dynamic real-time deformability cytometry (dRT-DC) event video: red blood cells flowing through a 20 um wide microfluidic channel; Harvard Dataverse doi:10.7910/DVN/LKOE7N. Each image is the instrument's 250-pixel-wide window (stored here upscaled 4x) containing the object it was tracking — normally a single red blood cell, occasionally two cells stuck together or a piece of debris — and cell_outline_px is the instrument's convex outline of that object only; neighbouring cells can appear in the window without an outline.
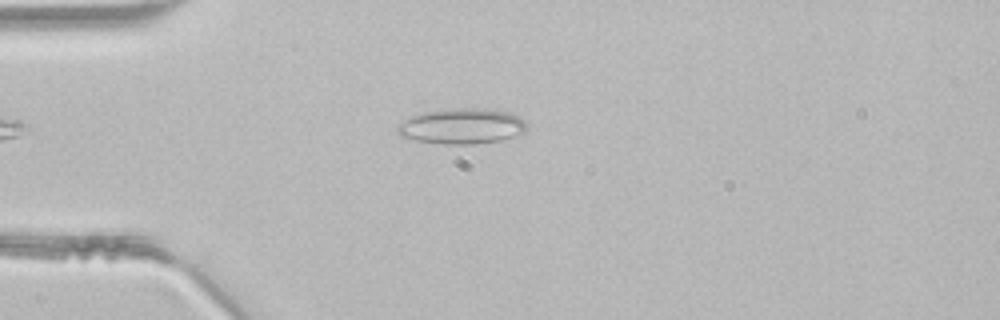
{"species": "common noctule bat (a hibernating species)", "species_latin": "Nyctalus noctula", "temperature_condition": "room temperature", "stored_images_in_passage": 37, "camera_frame_rate_fps": 3000, "um_per_image_px": 0.085, "animal": {"sex": "male", "body_mass_g": 21.5, "forearm_length_mm": 52.0}, "frame": {"image": 1, "passage_image": 3, "time_ms": 0.667, "image_size_px": [1000, 320], "cell_outline_px": [[524, 132], [500, 140], [476, 144], [444, 144], [416, 140], [400, 136], [396, 132], [396, 124], [400, 120], [408, 116], [424, 112], [452, 108], [484, 108], [508, 112], [520, 116], [524, 120]], "centroid_in_image_um": [39.17, 10.71], "position_along_channel_um": 45.8, "area_um2": 26.93}}
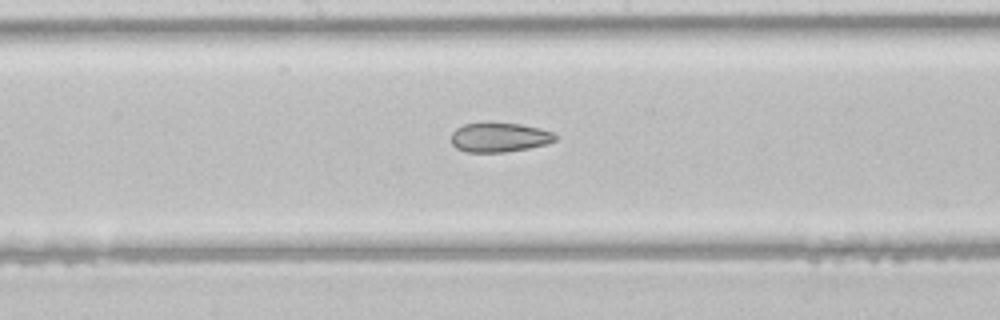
{"frame": {"image": 2, "passage_image": 15, "time_ms": 4.667, "image_size_px": [1000, 320], "cell_outline_px": [[556, 140], [548, 144], [528, 148], [504, 152], [468, 152], [456, 148], [452, 144], [452, 132], [456, 128], [464, 124], [484, 120], [520, 124], [540, 128], [552, 132], [556, 136]], "centroid_in_image_um": [42.42, 11.64], "position_along_channel_um": 205.8, "area_um2": 18.32}}
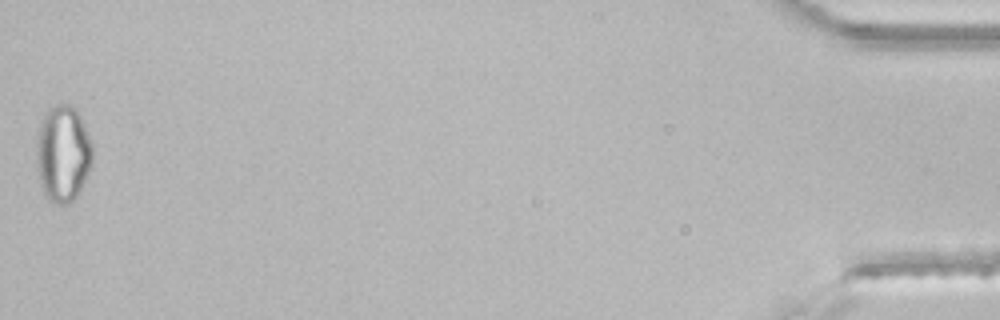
{"frame": {"image": 3, "passage_image": 37, "time_ms": 12.0, "image_size_px": [1000, 320], "cell_outline_px": [[92, 164], [76, 196], [68, 204], [56, 204], [48, 200], [44, 192], [40, 180], [36, 164], [36, 144], [40, 124], [44, 112], [52, 104], [68, 104], [76, 108], [84, 124], [92, 144]], "centroid_in_image_um": [5.33, 13.02], "position_along_channel_um": 429.9, "area_um2": 31.62}}